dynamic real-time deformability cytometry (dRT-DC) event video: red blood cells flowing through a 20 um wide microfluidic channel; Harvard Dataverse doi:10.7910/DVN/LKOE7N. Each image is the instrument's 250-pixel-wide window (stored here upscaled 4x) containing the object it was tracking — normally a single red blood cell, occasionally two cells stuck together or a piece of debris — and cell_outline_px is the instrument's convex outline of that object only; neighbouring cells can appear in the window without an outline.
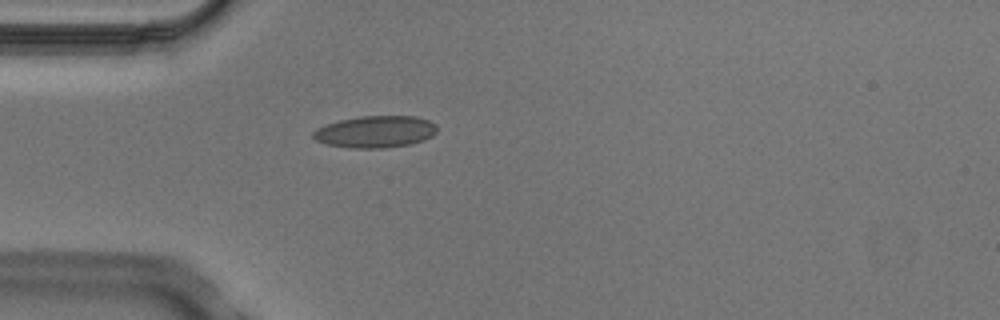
{"species": "Egyptian fruit bat (a non-hibernating species)", "species_latin": "Rousettus aegyptiacus", "temperature_condition": "cold", "stored_images_in_passage": 1, "camera_frame_rate_fps": 3000, "um_per_image_px": 0.085, "animal": {"sex": "male"}, "frame": {"image": 1, "passage_image": 1, "time_ms": 0.0, "image_size_px": [1000, 320], "cell_outline_px": [[436, 132], [432, 136], [424, 140], [408, 144], [384, 148], [352, 148], [328, 144], [316, 140], [312, 136], [312, 132], [316, 128], [340, 120], [360, 116], [416, 116], [428, 120], [436, 124]], "centroid_in_image_um": [31.91, 11.19], "position_along_channel_um": 53.1, "area_um2": 22.89}}